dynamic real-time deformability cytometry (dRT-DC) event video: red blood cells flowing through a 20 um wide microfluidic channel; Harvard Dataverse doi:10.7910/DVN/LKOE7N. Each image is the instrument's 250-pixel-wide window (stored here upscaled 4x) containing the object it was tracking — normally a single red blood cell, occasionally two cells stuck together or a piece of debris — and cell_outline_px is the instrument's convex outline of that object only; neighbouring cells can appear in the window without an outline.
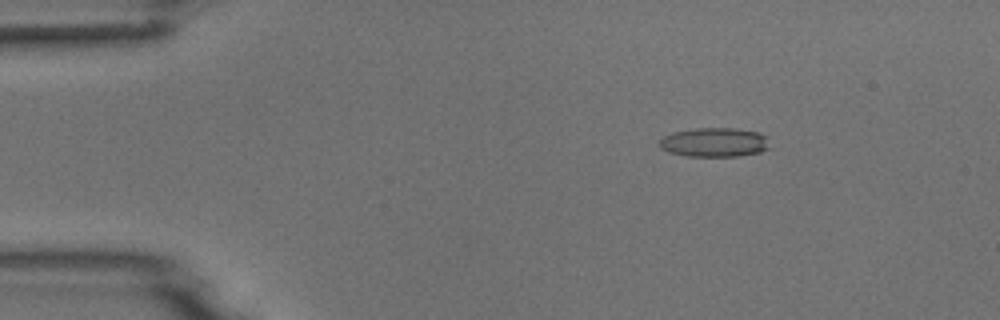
{"species": "common noctule bat (a hibernating species)", "species_latin": "Nyctalus noctula", "temperature_condition": "room temperature", "stored_images_in_passage": 53, "camera_frame_rate_fps": 3000, "um_per_image_px": 0.085, "animal": {"sex": "male", "body_mass_g": 18.8}, "frame": {"image": 1, "passage_image": 8, "time_ms": 2.333, "image_size_px": [1000, 320], "cell_outline_px": [[772, 148], [760, 152], [740, 156], [684, 156], [668, 152], [660, 148], [660, 140], [664, 136], [672, 132], [696, 128], [736, 128], [760, 132], [764, 136]], "centroid_in_image_um": [60.74, 12.1], "position_along_channel_um": 24.3, "area_um2": 18.96}}
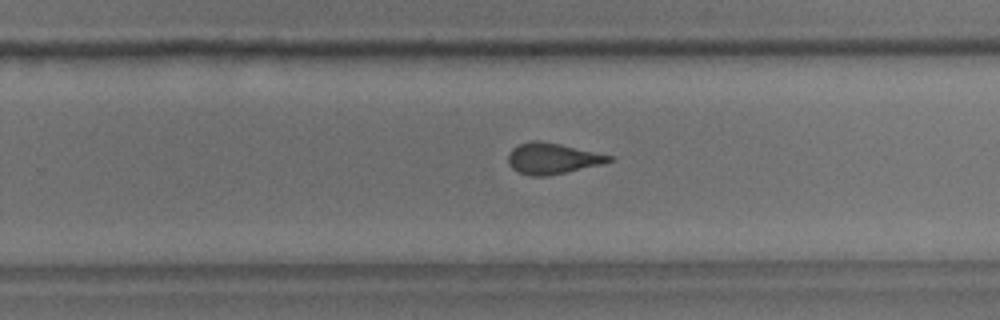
{"frame": {"image": 2, "passage_image": 34, "time_ms": 11.0, "image_size_px": [1000, 320], "cell_outline_px": [[616, 160], [600, 164], [548, 176], [532, 176], [516, 172], [508, 164], [508, 152], [512, 148], [520, 144], [532, 140], [540, 140], [560, 144], [616, 156]], "centroid_in_image_um": [46.95, 13.46], "position_along_channel_um": 282.8, "area_um2": 18.38}}
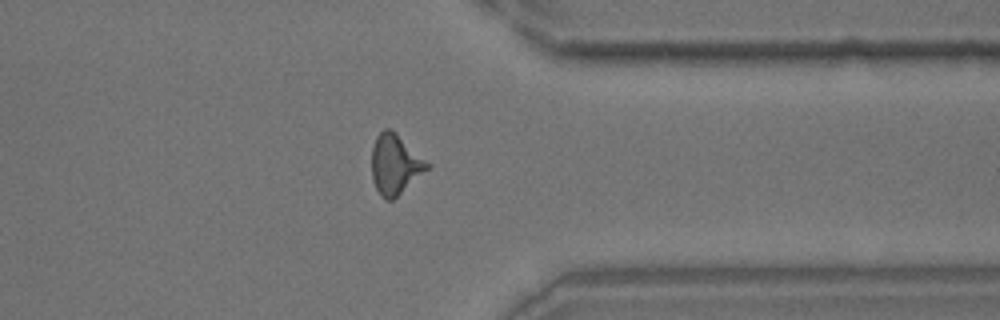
{"frame": {"image": 3, "passage_image": 42, "time_ms": 13.667, "image_size_px": [1000, 320], "cell_outline_px": [[432, 168], [392, 200], [384, 200], [380, 196], [372, 180], [372, 148], [376, 136], [384, 128], [392, 128], [432, 164]], "centroid_in_image_um": [33.63, 13.96], "position_along_channel_um": 377.8, "area_um2": 20.0}}